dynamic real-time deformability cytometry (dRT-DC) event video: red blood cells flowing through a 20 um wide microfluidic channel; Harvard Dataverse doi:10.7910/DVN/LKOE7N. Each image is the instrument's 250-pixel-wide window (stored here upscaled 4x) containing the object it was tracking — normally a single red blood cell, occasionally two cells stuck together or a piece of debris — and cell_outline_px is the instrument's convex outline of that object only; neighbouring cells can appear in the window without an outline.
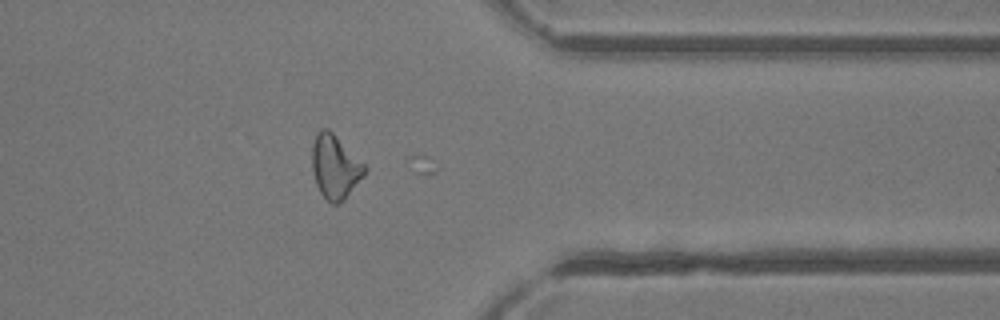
{"species": "common noctule bat (a hibernating species)", "species_latin": "Nyctalus noctula", "temperature_condition": "room temperature", "stored_images_in_passage": 40, "camera_frame_rate_fps": 3000, "um_per_image_px": 0.085, "animal": {"sex": "female"}, "frame": {"image": 1, "passage_image": 39, "time_ms": 12.667, "image_size_px": [1000, 320], "cell_outline_px": [[368, 172], [344, 200], [336, 204], [332, 204], [320, 192], [316, 184], [312, 168], [312, 144], [316, 132], [320, 128], [328, 128], [368, 168]], "centroid_in_image_um": [28.48, 14.17], "position_along_channel_um": 382.9, "area_um2": 19.59}}